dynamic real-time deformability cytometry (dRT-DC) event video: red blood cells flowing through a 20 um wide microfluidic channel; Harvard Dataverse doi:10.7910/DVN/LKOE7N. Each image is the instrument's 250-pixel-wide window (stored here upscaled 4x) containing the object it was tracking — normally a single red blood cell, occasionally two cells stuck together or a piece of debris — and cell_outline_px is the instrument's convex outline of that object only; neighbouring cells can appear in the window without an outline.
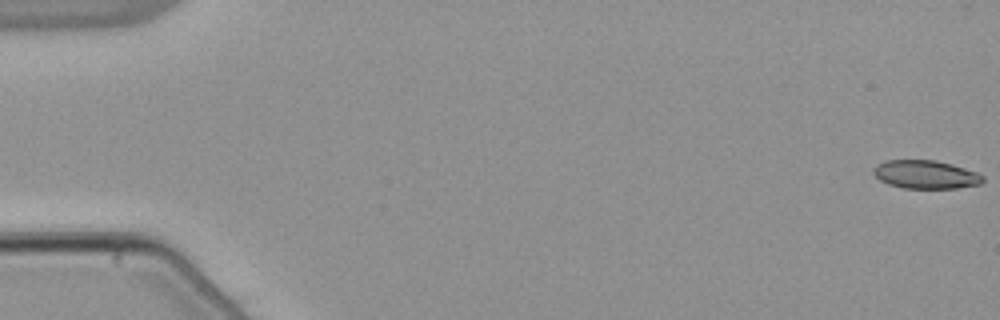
{"species": "common noctule bat (a hibernating species)", "species_latin": "Nyctalus noctula", "temperature_condition": "warm", "stored_images_in_passage": 55, "camera_frame_rate_fps": 3000, "um_per_image_px": 0.085, "animal": {"sex": "male", "body_mass_g": 21.5, "forearm_length_mm": 52.0}, "frame": {"image": 1, "passage_image": 1, "time_ms": 0.0, "image_size_px": [1000, 320], "cell_outline_px": [[984, 180], [980, 184], [956, 188], [904, 188], [888, 184], [880, 180], [872, 172], [872, 168], [876, 164], [884, 160], [936, 160], [952, 164], [976, 172], [984, 176]], "centroid_in_image_um": [78.65, 14.82], "position_along_channel_um": 6.3, "area_um2": 18.15}}
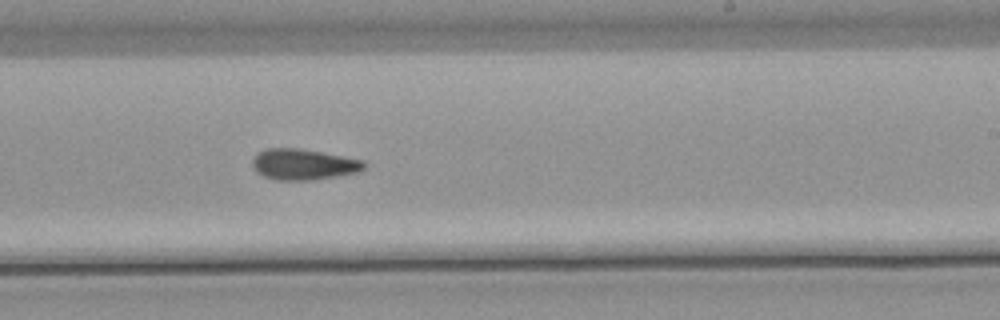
{"frame": {"image": 2, "passage_image": 34, "time_ms": 11.0, "image_size_px": [1000, 320], "cell_outline_px": [[368, 164], [364, 168], [356, 172], [336, 176], [312, 180], [276, 180], [264, 176], [256, 172], [252, 168], [252, 160], [256, 152], [268, 148], [296, 148], [320, 152], [364, 160]], "centroid_in_image_um": [25.75, 13.97], "position_along_channel_um": 263.2, "area_um2": 20.11}}
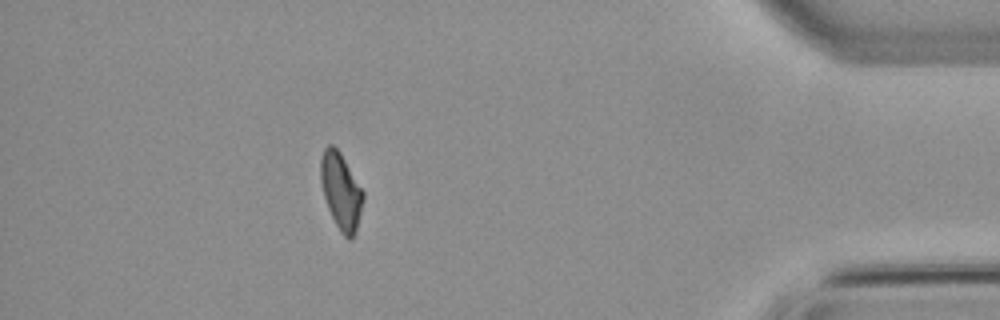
{"frame": {"image": 3, "passage_image": 49, "time_ms": 16.0, "image_size_px": [1000, 320], "cell_outline_px": [[364, 200], [356, 232], [352, 240], [348, 240], [340, 232], [328, 208], [324, 196], [320, 180], [320, 160], [324, 148], [328, 144], [332, 144], [340, 152], [364, 192]], "centroid_in_image_um": [28.99, 16.26], "position_along_channel_um": 406.2, "area_um2": 19.02}, "authors_computed_cell_mechanics": {"area_um2": 19.5942, "velocity_mm_per_s": 3.8236, "shape_relaxation_time_tau1_ms": null, "shape_relaxation_time_tau2_ms": 7.3309, "deformation_change_tau1": null, "deformation_change_tau2": 0.1398}}